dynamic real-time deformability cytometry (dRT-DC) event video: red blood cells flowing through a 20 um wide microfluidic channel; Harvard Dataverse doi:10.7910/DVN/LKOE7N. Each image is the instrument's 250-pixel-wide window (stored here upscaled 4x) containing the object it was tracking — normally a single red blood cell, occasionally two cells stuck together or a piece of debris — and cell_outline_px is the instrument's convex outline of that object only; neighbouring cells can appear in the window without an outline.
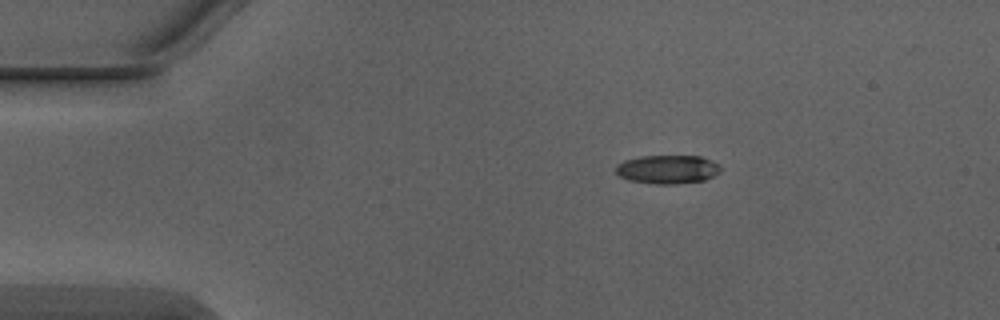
{"species": "Egyptian fruit bat (a non-hibernating species)", "species_latin": "Rousettus aegyptiacus", "temperature_condition": "warm", "stored_images_in_passage": 2, "camera_frame_rate_fps": 3000, "um_per_image_px": 0.085, "animal": {"sex": "male"}, "frame": {"image": 1, "passage_image": 2, "time_ms": 0.333, "image_size_px": [1000, 320], "cell_outline_px": [[720, 172], [704, 180], [672, 184], [656, 184], [628, 180], [620, 176], [616, 172], [616, 164], [624, 160], [640, 156], [700, 156], [712, 160], [720, 164]], "centroid_in_image_um": [56.73, 14.38], "position_along_channel_um": 28.3, "area_um2": 17.51}}